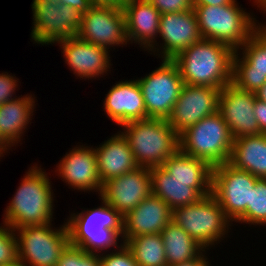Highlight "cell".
I'll return each mask as SVG.
<instances>
[{"mask_svg": "<svg viewBox=\"0 0 266 266\" xmlns=\"http://www.w3.org/2000/svg\"><path fill=\"white\" fill-rule=\"evenodd\" d=\"M255 94L257 99L266 102V83Z\"/></svg>", "mask_w": 266, "mask_h": 266, "instance_id": "7bdbcfd3", "label": "cell"}, {"mask_svg": "<svg viewBox=\"0 0 266 266\" xmlns=\"http://www.w3.org/2000/svg\"><path fill=\"white\" fill-rule=\"evenodd\" d=\"M18 259L15 230L2 222L0 224V266L12 264Z\"/></svg>", "mask_w": 266, "mask_h": 266, "instance_id": "1f68e13d", "label": "cell"}, {"mask_svg": "<svg viewBox=\"0 0 266 266\" xmlns=\"http://www.w3.org/2000/svg\"><path fill=\"white\" fill-rule=\"evenodd\" d=\"M254 116L261 133L266 134V102L257 99V97L254 105Z\"/></svg>", "mask_w": 266, "mask_h": 266, "instance_id": "d590c367", "label": "cell"}, {"mask_svg": "<svg viewBox=\"0 0 266 266\" xmlns=\"http://www.w3.org/2000/svg\"><path fill=\"white\" fill-rule=\"evenodd\" d=\"M77 37L97 46L116 50L127 47L125 15L122 8L112 6H92L84 13ZM113 48V49H112Z\"/></svg>", "mask_w": 266, "mask_h": 266, "instance_id": "7c38bea8", "label": "cell"}, {"mask_svg": "<svg viewBox=\"0 0 266 266\" xmlns=\"http://www.w3.org/2000/svg\"><path fill=\"white\" fill-rule=\"evenodd\" d=\"M235 51L220 42L201 39L171 59L184 84L224 88L232 82Z\"/></svg>", "mask_w": 266, "mask_h": 266, "instance_id": "3957f363", "label": "cell"}, {"mask_svg": "<svg viewBox=\"0 0 266 266\" xmlns=\"http://www.w3.org/2000/svg\"><path fill=\"white\" fill-rule=\"evenodd\" d=\"M194 6H203V5H211V6H224L233 3L235 0H192Z\"/></svg>", "mask_w": 266, "mask_h": 266, "instance_id": "ab89813d", "label": "cell"}, {"mask_svg": "<svg viewBox=\"0 0 266 266\" xmlns=\"http://www.w3.org/2000/svg\"><path fill=\"white\" fill-rule=\"evenodd\" d=\"M13 146L1 135L0 133V159L5 157L4 155L10 154V150L13 151Z\"/></svg>", "mask_w": 266, "mask_h": 266, "instance_id": "60d3db41", "label": "cell"}, {"mask_svg": "<svg viewBox=\"0 0 266 266\" xmlns=\"http://www.w3.org/2000/svg\"><path fill=\"white\" fill-rule=\"evenodd\" d=\"M102 266H139L125 243L117 249L100 254Z\"/></svg>", "mask_w": 266, "mask_h": 266, "instance_id": "d6a6232c", "label": "cell"}, {"mask_svg": "<svg viewBox=\"0 0 266 266\" xmlns=\"http://www.w3.org/2000/svg\"><path fill=\"white\" fill-rule=\"evenodd\" d=\"M125 244L139 266H168L160 233L132 237Z\"/></svg>", "mask_w": 266, "mask_h": 266, "instance_id": "f1b7e54d", "label": "cell"}, {"mask_svg": "<svg viewBox=\"0 0 266 266\" xmlns=\"http://www.w3.org/2000/svg\"><path fill=\"white\" fill-rule=\"evenodd\" d=\"M232 83L256 93L266 83V28L260 26L233 56Z\"/></svg>", "mask_w": 266, "mask_h": 266, "instance_id": "2e32d148", "label": "cell"}, {"mask_svg": "<svg viewBox=\"0 0 266 266\" xmlns=\"http://www.w3.org/2000/svg\"><path fill=\"white\" fill-rule=\"evenodd\" d=\"M161 14L193 10L192 0H148Z\"/></svg>", "mask_w": 266, "mask_h": 266, "instance_id": "e575fe53", "label": "cell"}, {"mask_svg": "<svg viewBox=\"0 0 266 266\" xmlns=\"http://www.w3.org/2000/svg\"><path fill=\"white\" fill-rule=\"evenodd\" d=\"M219 88L184 84L167 122L180 134L218 111Z\"/></svg>", "mask_w": 266, "mask_h": 266, "instance_id": "ac0fdd59", "label": "cell"}, {"mask_svg": "<svg viewBox=\"0 0 266 266\" xmlns=\"http://www.w3.org/2000/svg\"><path fill=\"white\" fill-rule=\"evenodd\" d=\"M233 141L227 123L217 111L179 134V150L213 168L229 161Z\"/></svg>", "mask_w": 266, "mask_h": 266, "instance_id": "52a82bcc", "label": "cell"}, {"mask_svg": "<svg viewBox=\"0 0 266 266\" xmlns=\"http://www.w3.org/2000/svg\"><path fill=\"white\" fill-rule=\"evenodd\" d=\"M168 266L190 261L205 248L171 220L161 231Z\"/></svg>", "mask_w": 266, "mask_h": 266, "instance_id": "4316f807", "label": "cell"}, {"mask_svg": "<svg viewBox=\"0 0 266 266\" xmlns=\"http://www.w3.org/2000/svg\"><path fill=\"white\" fill-rule=\"evenodd\" d=\"M228 163L266 179V134L235 138Z\"/></svg>", "mask_w": 266, "mask_h": 266, "instance_id": "484cf974", "label": "cell"}, {"mask_svg": "<svg viewBox=\"0 0 266 266\" xmlns=\"http://www.w3.org/2000/svg\"><path fill=\"white\" fill-rule=\"evenodd\" d=\"M258 10H259V12L261 10L263 15L266 16V0H258ZM259 24H260V26L266 28V22H264V23L262 22L261 23V21H260Z\"/></svg>", "mask_w": 266, "mask_h": 266, "instance_id": "b9f144b4", "label": "cell"}, {"mask_svg": "<svg viewBox=\"0 0 266 266\" xmlns=\"http://www.w3.org/2000/svg\"><path fill=\"white\" fill-rule=\"evenodd\" d=\"M158 39L161 41H157L147 51L148 54L154 55L157 59L170 60L190 45L200 41L202 37L195 11L161 14Z\"/></svg>", "mask_w": 266, "mask_h": 266, "instance_id": "4fadbf2b", "label": "cell"}, {"mask_svg": "<svg viewBox=\"0 0 266 266\" xmlns=\"http://www.w3.org/2000/svg\"><path fill=\"white\" fill-rule=\"evenodd\" d=\"M236 223L248 224V227L266 226V179H258L251 189L250 207H247L246 212L236 221Z\"/></svg>", "mask_w": 266, "mask_h": 266, "instance_id": "f546056e", "label": "cell"}, {"mask_svg": "<svg viewBox=\"0 0 266 266\" xmlns=\"http://www.w3.org/2000/svg\"><path fill=\"white\" fill-rule=\"evenodd\" d=\"M208 251L210 250L205 249L198 257L192 260L182 263H176L171 266H213L211 264V261L209 260L210 258L208 257Z\"/></svg>", "mask_w": 266, "mask_h": 266, "instance_id": "8d00e7d4", "label": "cell"}, {"mask_svg": "<svg viewBox=\"0 0 266 266\" xmlns=\"http://www.w3.org/2000/svg\"><path fill=\"white\" fill-rule=\"evenodd\" d=\"M122 9L129 45L148 51L157 42L161 13L148 0H130Z\"/></svg>", "mask_w": 266, "mask_h": 266, "instance_id": "603a6c76", "label": "cell"}, {"mask_svg": "<svg viewBox=\"0 0 266 266\" xmlns=\"http://www.w3.org/2000/svg\"><path fill=\"white\" fill-rule=\"evenodd\" d=\"M98 199L99 206L82 208L80 212L74 209L65 218L70 244L94 254L115 250L123 243V216L99 196Z\"/></svg>", "mask_w": 266, "mask_h": 266, "instance_id": "7a4b0ae2", "label": "cell"}, {"mask_svg": "<svg viewBox=\"0 0 266 266\" xmlns=\"http://www.w3.org/2000/svg\"><path fill=\"white\" fill-rule=\"evenodd\" d=\"M239 4L235 0L224 6H194L202 39L220 42L234 51L242 47L260 24L253 11L248 12Z\"/></svg>", "mask_w": 266, "mask_h": 266, "instance_id": "277c9868", "label": "cell"}, {"mask_svg": "<svg viewBox=\"0 0 266 266\" xmlns=\"http://www.w3.org/2000/svg\"><path fill=\"white\" fill-rule=\"evenodd\" d=\"M60 4L70 5L72 8H75L82 13H87L93 6L88 0H62L60 1Z\"/></svg>", "mask_w": 266, "mask_h": 266, "instance_id": "74e56055", "label": "cell"}, {"mask_svg": "<svg viewBox=\"0 0 266 266\" xmlns=\"http://www.w3.org/2000/svg\"><path fill=\"white\" fill-rule=\"evenodd\" d=\"M56 266H102L100 254L86 252L84 249L71 245L63 250Z\"/></svg>", "mask_w": 266, "mask_h": 266, "instance_id": "4dcf8cb0", "label": "cell"}, {"mask_svg": "<svg viewBox=\"0 0 266 266\" xmlns=\"http://www.w3.org/2000/svg\"><path fill=\"white\" fill-rule=\"evenodd\" d=\"M3 266H28V265L25 264L23 261L17 259L14 263L3 265Z\"/></svg>", "mask_w": 266, "mask_h": 266, "instance_id": "ee69618b", "label": "cell"}, {"mask_svg": "<svg viewBox=\"0 0 266 266\" xmlns=\"http://www.w3.org/2000/svg\"><path fill=\"white\" fill-rule=\"evenodd\" d=\"M57 45L65 64L68 65L67 68L70 67L71 73L77 77L75 79L100 80L99 78L108 76L114 68L110 50L104 47L80 40L78 37L61 40L54 46Z\"/></svg>", "mask_w": 266, "mask_h": 266, "instance_id": "9a60e30c", "label": "cell"}, {"mask_svg": "<svg viewBox=\"0 0 266 266\" xmlns=\"http://www.w3.org/2000/svg\"><path fill=\"white\" fill-rule=\"evenodd\" d=\"M151 186L150 168L138 166L104 182L99 197L124 216L152 193Z\"/></svg>", "mask_w": 266, "mask_h": 266, "instance_id": "d6986e66", "label": "cell"}, {"mask_svg": "<svg viewBox=\"0 0 266 266\" xmlns=\"http://www.w3.org/2000/svg\"><path fill=\"white\" fill-rule=\"evenodd\" d=\"M115 82L103 99V111L106 117L117 126L147 119L144 98L137 79Z\"/></svg>", "mask_w": 266, "mask_h": 266, "instance_id": "ffe728a7", "label": "cell"}, {"mask_svg": "<svg viewBox=\"0 0 266 266\" xmlns=\"http://www.w3.org/2000/svg\"><path fill=\"white\" fill-rule=\"evenodd\" d=\"M152 194L164 201L171 210L198 202L211 194L212 182L180 181L162 167L150 168Z\"/></svg>", "mask_w": 266, "mask_h": 266, "instance_id": "44dd1931", "label": "cell"}, {"mask_svg": "<svg viewBox=\"0 0 266 266\" xmlns=\"http://www.w3.org/2000/svg\"><path fill=\"white\" fill-rule=\"evenodd\" d=\"M62 0H32V30L30 41L36 45H55L57 42L77 37L83 15Z\"/></svg>", "mask_w": 266, "mask_h": 266, "instance_id": "ba28073f", "label": "cell"}, {"mask_svg": "<svg viewBox=\"0 0 266 266\" xmlns=\"http://www.w3.org/2000/svg\"><path fill=\"white\" fill-rule=\"evenodd\" d=\"M19 83L21 84L15 74L6 71L0 73V105L17 98L16 91L21 86Z\"/></svg>", "mask_w": 266, "mask_h": 266, "instance_id": "836d02e7", "label": "cell"}, {"mask_svg": "<svg viewBox=\"0 0 266 266\" xmlns=\"http://www.w3.org/2000/svg\"><path fill=\"white\" fill-rule=\"evenodd\" d=\"M109 137H106L108 139L99 145L94 146L98 174L102 184L107 180L133 171L139 166L126 137L121 131H117Z\"/></svg>", "mask_w": 266, "mask_h": 266, "instance_id": "cb8c5ba5", "label": "cell"}, {"mask_svg": "<svg viewBox=\"0 0 266 266\" xmlns=\"http://www.w3.org/2000/svg\"><path fill=\"white\" fill-rule=\"evenodd\" d=\"M172 220L207 250H213L232 231V223L212 194L172 210ZM234 224V225H233ZM231 230V231H230ZM216 245V246H215Z\"/></svg>", "mask_w": 266, "mask_h": 266, "instance_id": "8992f818", "label": "cell"}, {"mask_svg": "<svg viewBox=\"0 0 266 266\" xmlns=\"http://www.w3.org/2000/svg\"><path fill=\"white\" fill-rule=\"evenodd\" d=\"M258 179L228 162L213 167L211 194L232 223L250 207L251 189H254Z\"/></svg>", "mask_w": 266, "mask_h": 266, "instance_id": "8fae6325", "label": "cell"}, {"mask_svg": "<svg viewBox=\"0 0 266 266\" xmlns=\"http://www.w3.org/2000/svg\"><path fill=\"white\" fill-rule=\"evenodd\" d=\"M252 1V6L254 7L255 6V8H257V10H258V0H250V2Z\"/></svg>", "mask_w": 266, "mask_h": 266, "instance_id": "f6af8a7d", "label": "cell"}, {"mask_svg": "<svg viewBox=\"0 0 266 266\" xmlns=\"http://www.w3.org/2000/svg\"><path fill=\"white\" fill-rule=\"evenodd\" d=\"M14 230L18 259L28 266H56L63 250L70 243L65 221L58 227L51 223L27 225Z\"/></svg>", "mask_w": 266, "mask_h": 266, "instance_id": "9c48e42d", "label": "cell"}, {"mask_svg": "<svg viewBox=\"0 0 266 266\" xmlns=\"http://www.w3.org/2000/svg\"><path fill=\"white\" fill-rule=\"evenodd\" d=\"M93 6H112L123 8L130 0H88Z\"/></svg>", "mask_w": 266, "mask_h": 266, "instance_id": "f35d334b", "label": "cell"}, {"mask_svg": "<svg viewBox=\"0 0 266 266\" xmlns=\"http://www.w3.org/2000/svg\"><path fill=\"white\" fill-rule=\"evenodd\" d=\"M87 145L80 142L72 146L56 164L53 173L72 191L96 192L99 196L103 184L98 174L96 153L93 145Z\"/></svg>", "mask_w": 266, "mask_h": 266, "instance_id": "5bb4252c", "label": "cell"}, {"mask_svg": "<svg viewBox=\"0 0 266 266\" xmlns=\"http://www.w3.org/2000/svg\"><path fill=\"white\" fill-rule=\"evenodd\" d=\"M171 176L180 181L212 182V167L204 160L178 150L161 165Z\"/></svg>", "mask_w": 266, "mask_h": 266, "instance_id": "83f0119b", "label": "cell"}, {"mask_svg": "<svg viewBox=\"0 0 266 266\" xmlns=\"http://www.w3.org/2000/svg\"><path fill=\"white\" fill-rule=\"evenodd\" d=\"M159 65L149 74L136 79L144 98L147 118L167 120L184 82L172 60L161 59Z\"/></svg>", "mask_w": 266, "mask_h": 266, "instance_id": "30bf717a", "label": "cell"}, {"mask_svg": "<svg viewBox=\"0 0 266 266\" xmlns=\"http://www.w3.org/2000/svg\"><path fill=\"white\" fill-rule=\"evenodd\" d=\"M256 94L238 88L232 82L220 90L218 112L227 123L232 138L261 134L254 105Z\"/></svg>", "mask_w": 266, "mask_h": 266, "instance_id": "e0dca14e", "label": "cell"}, {"mask_svg": "<svg viewBox=\"0 0 266 266\" xmlns=\"http://www.w3.org/2000/svg\"><path fill=\"white\" fill-rule=\"evenodd\" d=\"M139 166H161L179 150V134L166 119L147 118L119 127Z\"/></svg>", "mask_w": 266, "mask_h": 266, "instance_id": "5b68a950", "label": "cell"}, {"mask_svg": "<svg viewBox=\"0 0 266 266\" xmlns=\"http://www.w3.org/2000/svg\"><path fill=\"white\" fill-rule=\"evenodd\" d=\"M171 220V208L151 193L123 216V243L132 237L161 233Z\"/></svg>", "mask_w": 266, "mask_h": 266, "instance_id": "7402d4cb", "label": "cell"}, {"mask_svg": "<svg viewBox=\"0 0 266 266\" xmlns=\"http://www.w3.org/2000/svg\"><path fill=\"white\" fill-rule=\"evenodd\" d=\"M36 100L30 91L0 105V133L15 149L22 144L23 136L34 119Z\"/></svg>", "mask_w": 266, "mask_h": 266, "instance_id": "d4e9b609", "label": "cell"}, {"mask_svg": "<svg viewBox=\"0 0 266 266\" xmlns=\"http://www.w3.org/2000/svg\"><path fill=\"white\" fill-rule=\"evenodd\" d=\"M49 175L38 163L31 164L4 209V223L13 229L54 223L56 196Z\"/></svg>", "mask_w": 266, "mask_h": 266, "instance_id": "6da1fadb", "label": "cell"}]
</instances>
